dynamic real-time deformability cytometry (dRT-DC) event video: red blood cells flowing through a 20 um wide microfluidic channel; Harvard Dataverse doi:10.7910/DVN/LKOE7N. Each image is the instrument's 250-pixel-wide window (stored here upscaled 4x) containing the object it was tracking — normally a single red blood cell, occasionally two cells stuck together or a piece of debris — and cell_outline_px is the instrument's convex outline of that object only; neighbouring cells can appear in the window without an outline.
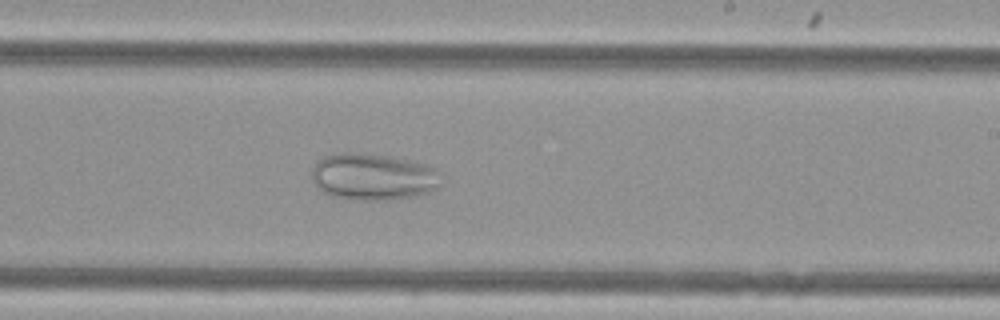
{"species": "Egyptian fruit bat (a non-hibernating species)", "species_latin": "Rousettus aegyptiacus", "temperature_condition": "cold", "stored_images_in_passage": 52, "camera_frame_rate_fps": 3000, "um_per_image_px": 0.085, "animal": {"sex": "female"}, "frame": {"image": 1, "passage_image": 30, "time_ms": 9.667, "image_size_px": [1000, 320], "cell_outline_px": [[440, 184], [436, 188], [428, 192], [416, 196], [388, 200], [364, 200], [332, 196], [324, 192], [312, 180], [312, 168], [324, 156], [340, 152], [344, 152], [392, 156], [424, 164], [436, 168], [440, 172]], "centroid_in_image_um": [31.74, 15.02], "position_along_channel_um": 257.3, "area_um2": 35.08}}
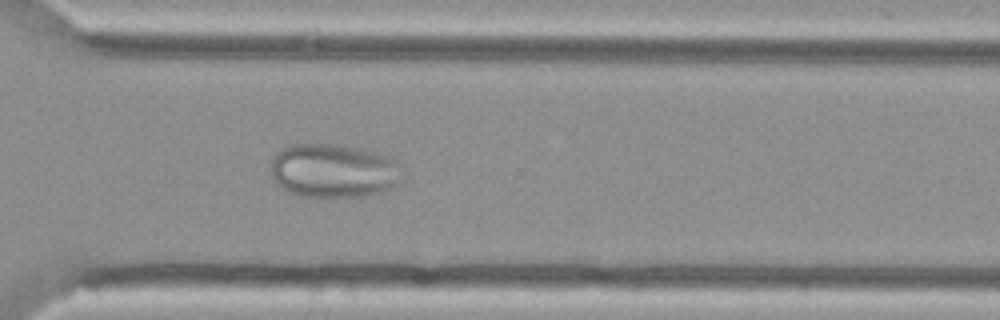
{"frame": {"image": 2, "passage_image": 37, "time_ms": 12.0, "image_size_px": [1000, 320], "cell_outline_px": [[392, 184], [388, 188], [380, 192], [364, 196], [300, 196], [288, 192], [280, 188], [272, 176], [272, 156], [280, 148], [292, 144], [336, 144], [372, 152], [384, 156], [392, 160]], "centroid_in_image_um": [28.1, 14.5], "position_along_channel_um": 342.5, "area_um2": 39.54}}
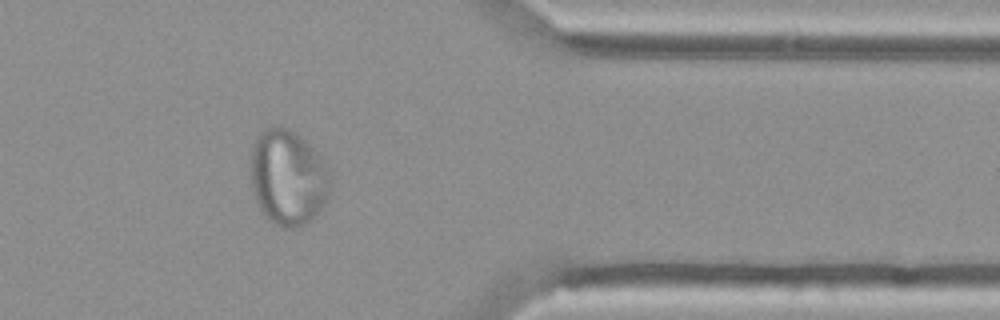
{"frame": {"image": 3, "passage_image": 42, "time_ms": 13.667, "image_size_px": [1000, 320], "cell_outline_px": [[332, 172], [328, 196], [324, 204], [312, 220], [308, 224], [296, 228], [284, 228], [268, 220], [260, 208], [256, 200], [252, 188], [252, 148], [256, 136], [260, 132], [276, 124], [280, 124], [288, 128], [300, 136], [308, 144]], "centroid_in_image_um": [24.49, 15.1], "position_along_channel_um": 386.9, "area_um2": 44.45}}